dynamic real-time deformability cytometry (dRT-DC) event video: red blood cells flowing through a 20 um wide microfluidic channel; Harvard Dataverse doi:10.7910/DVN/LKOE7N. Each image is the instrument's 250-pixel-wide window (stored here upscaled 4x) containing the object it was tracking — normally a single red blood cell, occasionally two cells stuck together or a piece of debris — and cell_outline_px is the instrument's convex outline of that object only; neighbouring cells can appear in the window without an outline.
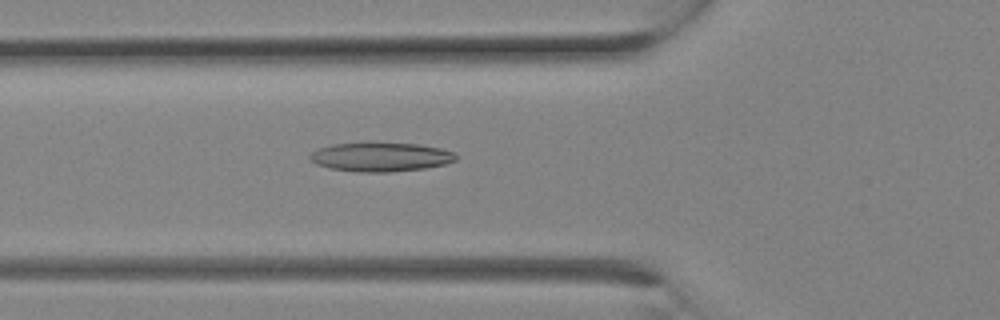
{"species": "Egyptian fruit bat (a non-hibernating species)", "species_latin": "Rousettus aegyptiacus", "temperature_condition": "room temperature", "stored_images_in_passage": 3, "camera_frame_rate_fps": 3000, "um_per_image_px": 0.085, "animal": {"sex": "female"}, "frame": {"image": 1, "passage_image": 3, "time_ms": 0.667, "image_size_px": [1000, 320], "cell_outline_px": [[456, 160], [444, 164], [424, 168], [388, 172], [356, 172], [328, 168], [316, 164], [308, 160], [308, 156], [312, 152], [320, 148], [332, 144], [420, 144], [440, 148], [452, 152], [456, 156]], "centroid_in_image_um": [32.31, 13.36], "position_along_channel_um": 93.5, "area_um2": 24.28}}